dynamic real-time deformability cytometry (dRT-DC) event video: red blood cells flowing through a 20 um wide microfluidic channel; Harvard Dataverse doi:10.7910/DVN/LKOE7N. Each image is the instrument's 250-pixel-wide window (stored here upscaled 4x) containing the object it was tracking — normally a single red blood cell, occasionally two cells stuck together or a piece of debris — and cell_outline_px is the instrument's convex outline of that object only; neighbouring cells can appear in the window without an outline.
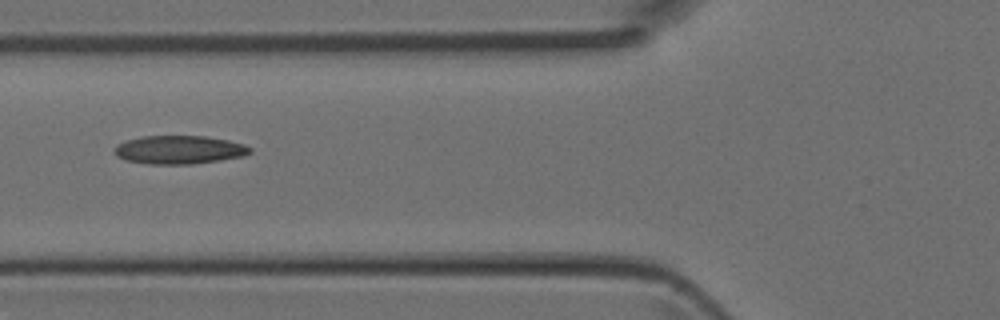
{"species": "Egyptian fruit bat (a non-hibernating species)", "species_latin": "Rousettus aegyptiacus", "temperature_condition": "room temperature", "stored_images_in_passage": 4, "segment_of_instrument_passage": [2, 2], "camera_frame_rate_fps": 3000, "um_per_image_px": 0.085, "animal": {"sex": "female"}, "frame": {"image": 1, "passage_image": 4, "time_ms": 1.0, "image_size_px": [1000, 320], "cell_outline_px": [[252, 152], [244, 156], [220, 160], [192, 164], [148, 164], [124, 160], [116, 156], [112, 152], [116, 144], [140, 136], [204, 136], [228, 140], [244, 144], [252, 148]], "centroid_in_image_um": [15.21, 12.73], "position_along_channel_um": 110.6, "area_um2": 22.66}}